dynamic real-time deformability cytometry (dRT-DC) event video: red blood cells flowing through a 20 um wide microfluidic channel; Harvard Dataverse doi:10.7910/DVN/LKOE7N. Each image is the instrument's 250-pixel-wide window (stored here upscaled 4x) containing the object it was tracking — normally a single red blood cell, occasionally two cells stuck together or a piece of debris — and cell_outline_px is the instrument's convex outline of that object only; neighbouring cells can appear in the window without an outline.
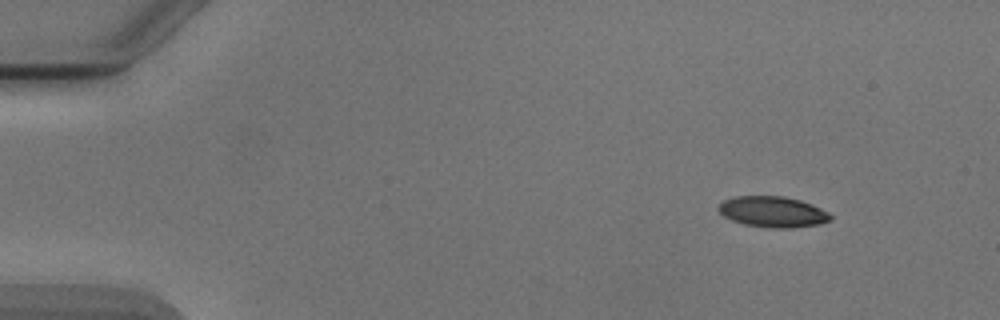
{"species": "Egyptian fruit bat (a non-hibernating species)", "species_latin": "Rousettus aegyptiacus", "temperature_condition": "cold", "stored_images_in_passage": 8, "camera_frame_rate_fps": 3000, "um_per_image_px": 0.085, "animal": {"sex": "male"}, "frame": {"image": 1, "passage_image": 1, "time_ms": 0.0, "image_size_px": [1000, 320], "cell_outline_px": [[832, 220], [820, 224], [792, 228], [768, 228], [744, 224], [732, 220], [724, 216], [720, 212], [720, 204], [724, 200], [736, 196], [784, 196], [800, 200], [812, 204], [828, 212], [832, 216]], "centroid_in_image_um": [65.73, 18.01], "position_along_channel_um": 19.3, "area_um2": 20.11}}
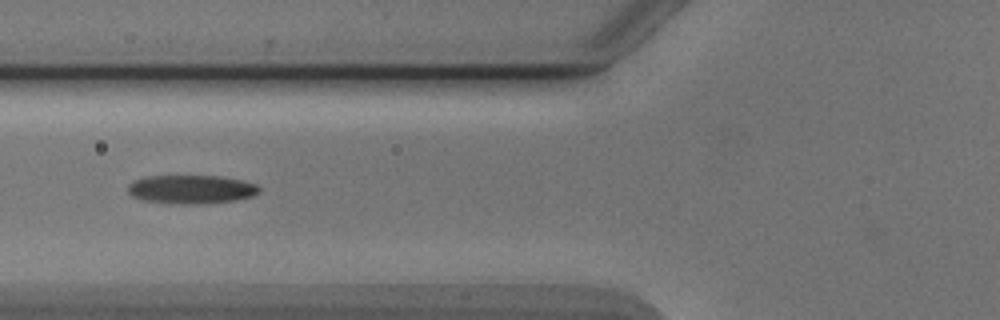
{"frame": {"image": 2, "passage_image": 5, "time_ms": 5.0, "image_size_px": [1000, 320], "cell_outline_px": [[260, 192], [252, 196], [236, 200], [196, 204], [168, 204], [140, 200], [132, 196], [128, 192], [128, 184], [132, 180], [148, 176], [220, 176], [240, 180], [256, 184], [260, 188]], "centroid_in_image_um": [16.2, 16.1], "position_along_channel_um": 109.6, "area_um2": 22.14}}
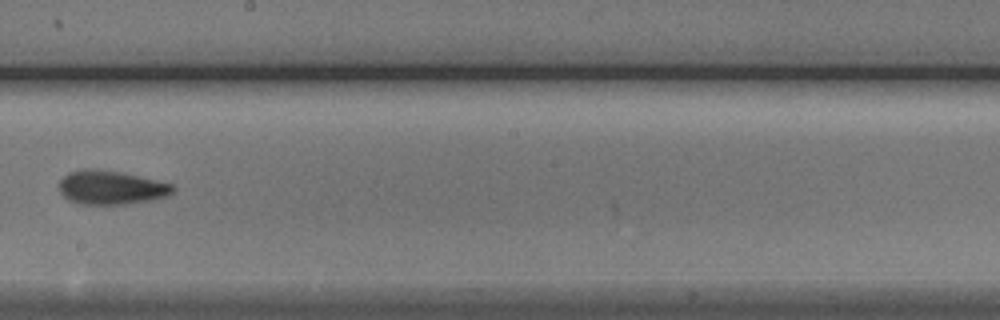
{"frame": {"image": 3, "passage_image": 8, "time_ms": 8.333, "image_size_px": [1000, 320], "cell_outline_px": [[176, 188], [172, 192], [164, 196], [152, 200], [124, 204], [80, 204], [68, 200], [60, 192], [60, 180], [68, 172], [88, 168], [116, 172], [156, 180], [172, 184]], "centroid_in_image_um": [9.41, 15.95], "position_along_channel_um": 238.8, "area_um2": 22.02}}